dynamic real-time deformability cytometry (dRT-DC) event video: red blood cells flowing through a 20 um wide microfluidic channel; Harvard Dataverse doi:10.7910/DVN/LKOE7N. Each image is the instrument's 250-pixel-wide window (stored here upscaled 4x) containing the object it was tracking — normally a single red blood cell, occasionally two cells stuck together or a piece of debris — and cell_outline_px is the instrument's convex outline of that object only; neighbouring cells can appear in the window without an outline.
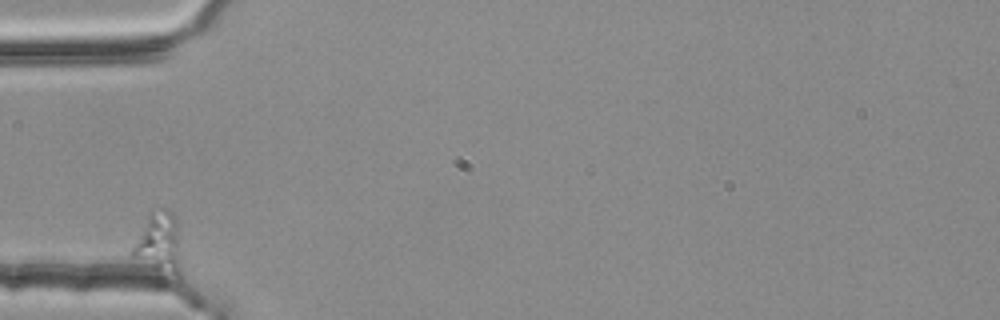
{"species": "common noctule bat (a hibernating species)", "species_latin": "Nyctalus noctula", "temperature_condition": "room temperature", "stored_images_in_passage": 4, "camera_frame_rate_fps": 3000, "um_per_image_px": 0.085, "animal": {"sex": "female", "body_mass_g": 25.1}, "frame": {"image": 1, "passage_image": 1, "time_ms": 0.0, "image_size_px": [1000, 320], "cell_outline_px": [[180, 280], [160, 276], [132, 256], [128, 252], [148, 212], [164, 208], [172, 212], [176, 220], [180, 272]], "centroid_in_image_um": [13.46, 20.75], "position_along_channel_um": 71.5, "area_um2": 18.03}}